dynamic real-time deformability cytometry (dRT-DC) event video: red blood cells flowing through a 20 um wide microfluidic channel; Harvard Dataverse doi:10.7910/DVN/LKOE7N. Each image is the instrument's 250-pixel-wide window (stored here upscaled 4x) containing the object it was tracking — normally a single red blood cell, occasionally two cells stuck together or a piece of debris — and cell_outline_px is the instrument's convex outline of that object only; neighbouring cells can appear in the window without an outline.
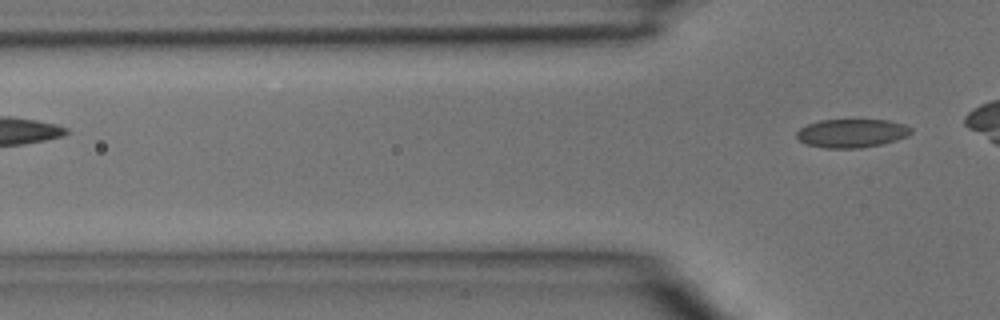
{"species": "common noctule bat (a hibernating species)", "species_latin": "Nyctalus noctula", "temperature_condition": "room temperature", "stored_images_in_passage": 4, "camera_frame_rate_fps": 3000, "um_per_image_px": 0.085, "animal": {"sex": "male", "body_mass_g": 15.6}, "frame": {"image": 1, "passage_image": 4, "time_ms": 1.0, "image_size_px": [1000, 320], "cell_outline_px": [[912, 132], [908, 136], [896, 140], [880, 144], [860, 148], [824, 148], [808, 144], [800, 140], [796, 136], [796, 132], [800, 128], [808, 124], [820, 120], [888, 120], [904, 124], [912, 128]], "centroid_in_image_um": [72.41, 11.32], "position_along_channel_um": 53.4, "area_um2": 18.96}}